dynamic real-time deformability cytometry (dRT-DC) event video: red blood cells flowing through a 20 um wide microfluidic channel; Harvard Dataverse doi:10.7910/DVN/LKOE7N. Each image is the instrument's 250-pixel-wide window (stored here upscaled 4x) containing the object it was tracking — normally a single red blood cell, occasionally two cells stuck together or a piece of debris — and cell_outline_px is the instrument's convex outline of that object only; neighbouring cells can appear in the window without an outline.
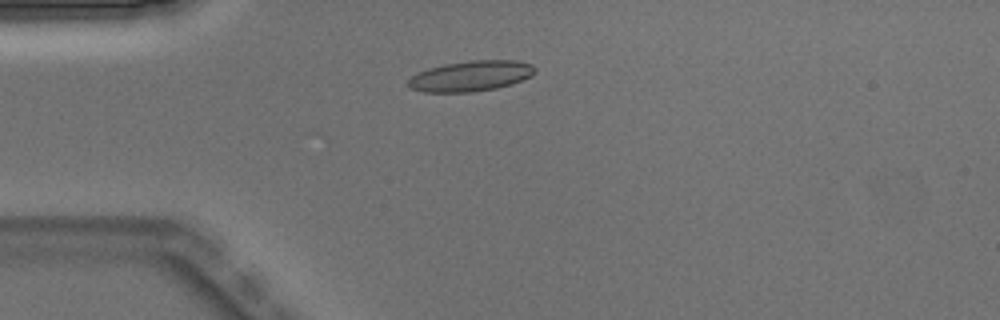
{"species": "Egyptian fruit bat (a non-hibernating species)", "species_latin": "Rousettus aegyptiacus", "temperature_condition": "warm", "stored_images_in_passage": 1, "camera_frame_rate_fps": 3000, "um_per_image_px": 0.085, "animal": {"sex": "male"}, "frame": {"image": 1, "passage_image": 1, "time_ms": 0.0, "image_size_px": [1000, 320], "cell_outline_px": [[536, 72], [532, 76], [512, 84], [496, 88], [472, 92], [424, 92], [412, 88], [408, 84], [408, 80], [412, 76], [428, 68], [444, 64], [472, 60], [516, 60], [532, 64], [536, 68]], "centroid_in_image_um": [40.07, 6.45], "position_along_channel_um": 44.9, "area_um2": 22.54}}